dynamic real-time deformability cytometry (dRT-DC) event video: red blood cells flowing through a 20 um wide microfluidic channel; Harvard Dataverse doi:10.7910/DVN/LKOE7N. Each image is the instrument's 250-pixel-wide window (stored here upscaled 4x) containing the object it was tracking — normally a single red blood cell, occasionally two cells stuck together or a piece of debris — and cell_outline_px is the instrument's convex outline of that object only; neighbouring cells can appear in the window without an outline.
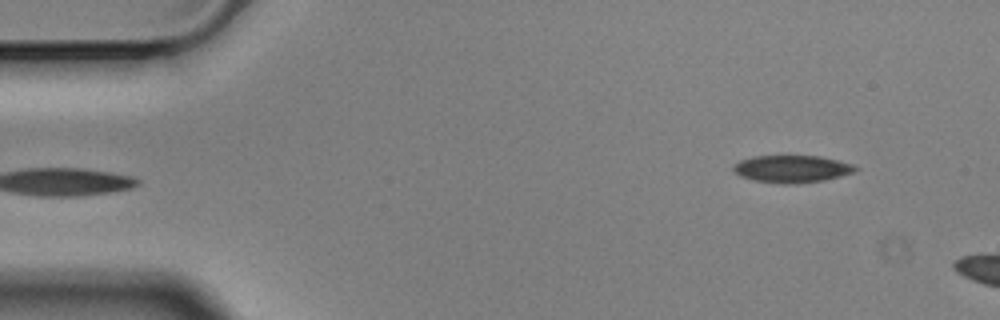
{"species": "Egyptian fruit bat (a non-hibernating species)", "species_latin": "Rousettus aegyptiacus", "temperature_condition": "cold", "stored_images_in_passage": 5, "segment_of_instrument_passage": [2, 2], "camera_frame_rate_fps": 3000, "um_per_image_px": 0.085, "animal": {"sex": "male"}, "frame": {"image": 1, "passage_image": 5, "time_ms": 1.333, "image_size_px": [1000, 320], "cell_outline_px": [[860, 168], [852, 172], [840, 176], [824, 180], [788, 184], [784, 184], [752, 180], [740, 176], [732, 168], [740, 160], [752, 156], [820, 156], [852, 164]], "centroid_in_image_um": [67.3, 14.35], "position_along_channel_um": 17.7, "area_um2": 19.19}}